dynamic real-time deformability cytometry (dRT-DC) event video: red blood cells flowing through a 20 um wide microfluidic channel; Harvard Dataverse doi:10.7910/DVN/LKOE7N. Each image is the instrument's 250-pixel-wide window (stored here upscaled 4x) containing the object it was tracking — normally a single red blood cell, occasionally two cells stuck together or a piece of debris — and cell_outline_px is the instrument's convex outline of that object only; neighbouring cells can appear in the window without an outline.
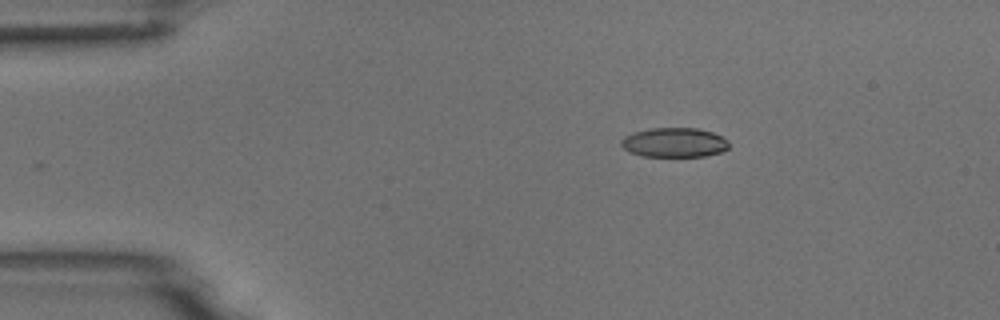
{"species": "common noctule bat (a hibernating species)", "species_latin": "Nyctalus noctula", "temperature_condition": "room temperature", "stored_images_in_passage": 6, "camera_frame_rate_fps": 3000, "um_per_image_px": 0.085, "animal": {"sex": "male", "body_mass_g": 18.8}, "frame": {"image": 1, "passage_image": 3, "time_ms": 2.333, "image_size_px": [1000, 320], "cell_outline_px": [[728, 148], [724, 152], [704, 156], [644, 156], [628, 152], [620, 144], [620, 140], [624, 136], [632, 132], [648, 128], [696, 128], [712, 132], [728, 140]], "centroid_in_image_um": [57.29, 12.11], "position_along_channel_um": 27.7, "area_um2": 18.67}}
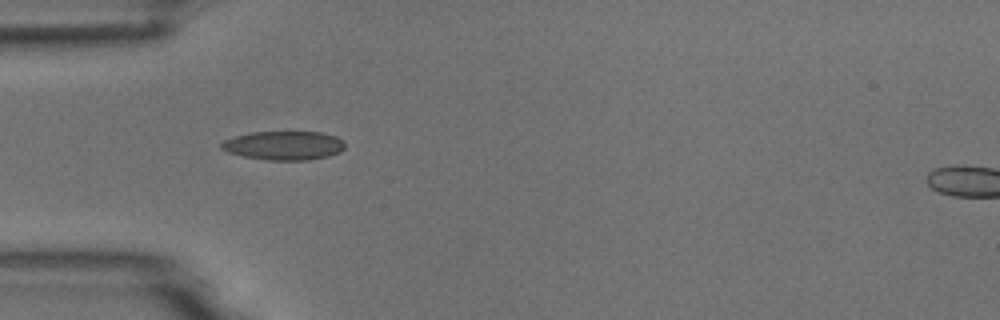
{"frame": {"image": 2, "passage_image": 5, "time_ms": 4.667, "image_size_px": [1000, 320], "cell_outline_px": [[344, 148], [340, 152], [328, 156], [308, 160], [268, 160], [244, 156], [228, 152], [220, 148], [220, 144], [224, 140], [236, 136], [252, 132], [324, 132], [336, 136], [344, 140]], "centroid_in_image_um": [24.16, 12.36], "position_along_channel_um": 60.8, "area_um2": 20.81}}